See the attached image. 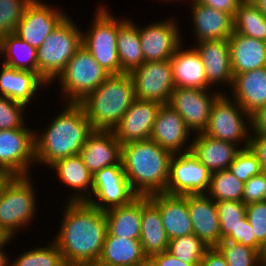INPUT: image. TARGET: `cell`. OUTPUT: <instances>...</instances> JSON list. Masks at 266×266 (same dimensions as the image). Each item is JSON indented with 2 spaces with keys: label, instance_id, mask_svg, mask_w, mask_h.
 I'll use <instances>...</instances> for the list:
<instances>
[{
  "label": "cell",
  "instance_id": "obj_34",
  "mask_svg": "<svg viewBox=\"0 0 266 266\" xmlns=\"http://www.w3.org/2000/svg\"><path fill=\"white\" fill-rule=\"evenodd\" d=\"M0 52V54H5V57L7 56L3 65L37 74V49L16 34H8L0 39ZM19 54L24 60H20Z\"/></svg>",
  "mask_w": 266,
  "mask_h": 266
},
{
  "label": "cell",
  "instance_id": "obj_38",
  "mask_svg": "<svg viewBox=\"0 0 266 266\" xmlns=\"http://www.w3.org/2000/svg\"><path fill=\"white\" fill-rule=\"evenodd\" d=\"M216 248L228 266H260L263 263V256L257 250L240 243L222 240Z\"/></svg>",
  "mask_w": 266,
  "mask_h": 266
},
{
  "label": "cell",
  "instance_id": "obj_8",
  "mask_svg": "<svg viewBox=\"0 0 266 266\" xmlns=\"http://www.w3.org/2000/svg\"><path fill=\"white\" fill-rule=\"evenodd\" d=\"M95 20L92 30L82 33V46L108 74H122L117 53V33L125 20H115L104 7L98 9Z\"/></svg>",
  "mask_w": 266,
  "mask_h": 266
},
{
  "label": "cell",
  "instance_id": "obj_33",
  "mask_svg": "<svg viewBox=\"0 0 266 266\" xmlns=\"http://www.w3.org/2000/svg\"><path fill=\"white\" fill-rule=\"evenodd\" d=\"M50 167L56 169L58 176L71 188L79 193L70 199V202H87L88 196L78 195L83 190L87 193V188L90 185L92 190L93 175L85 166L82 157L78 155L69 156L67 158L58 160Z\"/></svg>",
  "mask_w": 266,
  "mask_h": 266
},
{
  "label": "cell",
  "instance_id": "obj_37",
  "mask_svg": "<svg viewBox=\"0 0 266 266\" xmlns=\"http://www.w3.org/2000/svg\"><path fill=\"white\" fill-rule=\"evenodd\" d=\"M207 245L194 233L169 240L168 252L184 263L198 266Z\"/></svg>",
  "mask_w": 266,
  "mask_h": 266
},
{
  "label": "cell",
  "instance_id": "obj_32",
  "mask_svg": "<svg viewBox=\"0 0 266 266\" xmlns=\"http://www.w3.org/2000/svg\"><path fill=\"white\" fill-rule=\"evenodd\" d=\"M117 53L122 73H131L145 62L141 50L139 28L131 21L125 20L119 27Z\"/></svg>",
  "mask_w": 266,
  "mask_h": 266
},
{
  "label": "cell",
  "instance_id": "obj_51",
  "mask_svg": "<svg viewBox=\"0 0 266 266\" xmlns=\"http://www.w3.org/2000/svg\"><path fill=\"white\" fill-rule=\"evenodd\" d=\"M250 123L254 134L266 136V104L251 115Z\"/></svg>",
  "mask_w": 266,
  "mask_h": 266
},
{
  "label": "cell",
  "instance_id": "obj_18",
  "mask_svg": "<svg viewBox=\"0 0 266 266\" xmlns=\"http://www.w3.org/2000/svg\"><path fill=\"white\" fill-rule=\"evenodd\" d=\"M79 155L92 175L108 166L123 165L122 145L113 131L94 130Z\"/></svg>",
  "mask_w": 266,
  "mask_h": 266
},
{
  "label": "cell",
  "instance_id": "obj_5",
  "mask_svg": "<svg viewBox=\"0 0 266 266\" xmlns=\"http://www.w3.org/2000/svg\"><path fill=\"white\" fill-rule=\"evenodd\" d=\"M81 46L82 33L66 17L37 49V75L45 83H50L65 69Z\"/></svg>",
  "mask_w": 266,
  "mask_h": 266
},
{
  "label": "cell",
  "instance_id": "obj_62",
  "mask_svg": "<svg viewBox=\"0 0 266 266\" xmlns=\"http://www.w3.org/2000/svg\"><path fill=\"white\" fill-rule=\"evenodd\" d=\"M263 263L266 264V248H265V251H264V254H263Z\"/></svg>",
  "mask_w": 266,
  "mask_h": 266
},
{
  "label": "cell",
  "instance_id": "obj_25",
  "mask_svg": "<svg viewBox=\"0 0 266 266\" xmlns=\"http://www.w3.org/2000/svg\"><path fill=\"white\" fill-rule=\"evenodd\" d=\"M191 3H194L192 15L198 41L228 39L232 35L234 20L231 14L195 1Z\"/></svg>",
  "mask_w": 266,
  "mask_h": 266
},
{
  "label": "cell",
  "instance_id": "obj_22",
  "mask_svg": "<svg viewBox=\"0 0 266 266\" xmlns=\"http://www.w3.org/2000/svg\"><path fill=\"white\" fill-rule=\"evenodd\" d=\"M198 47L194 48L199 54L208 86L219 82L233 81L230 50L228 39L198 41Z\"/></svg>",
  "mask_w": 266,
  "mask_h": 266
},
{
  "label": "cell",
  "instance_id": "obj_27",
  "mask_svg": "<svg viewBox=\"0 0 266 266\" xmlns=\"http://www.w3.org/2000/svg\"><path fill=\"white\" fill-rule=\"evenodd\" d=\"M139 240L145 255L149 258L168 250L169 239L163 227L160 212L148 196H142Z\"/></svg>",
  "mask_w": 266,
  "mask_h": 266
},
{
  "label": "cell",
  "instance_id": "obj_15",
  "mask_svg": "<svg viewBox=\"0 0 266 266\" xmlns=\"http://www.w3.org/2000/svg\"><path fill=\"white\" fill-rule=\"evenodd\" d=\"M67 16L40 1L30 2L14 34L38 49Z\"/></svg>",
  "mask_w": 266,
  "mask_h": 266
},
{
  "label": "cell",
  "instance_id": "obj_30",
  "mask_svg": "<svg viewBox=\"0 0 266 266\" xmlns=\"http://www.w3.org/2000/svg\"><path fill=\"white\" fill-rule=\"evenodd\" d=\"M170 60L175 87L207 89L203 62L194 48L185 51L180 47Z\"/></svg>",
  "mask_w": 266,
  "mask_h": 266
},
{
  "label": "cell",
  "instance_id": "obj_13",
  "mask_svg": "<svg viewBox=\"0 0 266 266\" xmlns=\"http://www.w3.org/2000/svg\"><path fill=\"white\" fill-rule=\"evenodd\" d=\"M34 160V131L28 130L25 126L0 130V167L4 172L9 176H25L28 173V165Z\"/></svg>",
  "mask_w": 266,
  "mask_h": 266
},
{
  "label": "cell",
  "instance_id": "obj_58",
  "mask_svg": "<svg viewBox=\"0 0 266 266\" xmlns=\"http://www.w3.org/2000/svg\"><path fill=\"white\" fill-rule=\"evenodd\" d=\"M78 266H90V262L78 263Z\"/></svg>",
  "mask_w": 266,
  "mask_h": 266
},
{
  "label": "cell",
  "instance_id": "obj_42",
  "mask_svg": "<svg viewBox=\"0 0 266 266\" xmlns=\"http://www.w3.org/2000/svg\"><path fill=\"white\" fill-rule=\"evenodd\" d=\"M228 169L243 183L263 171L256 155L249 147L242 148L238 152Z\"/></svg>",
  "mask_w": 266,
  "mask_h": 266
},
{
  "label": "cell",
  "instance_id": "obj_53",
  "mask_svg": "<svg viewBox=\"0 0 266 266\" xmlns=\"http://www.w3.org/2000/svg\"><path fill=\"white\" fill-rule=\"evenodd\" d=\"M6 243H1L0 244V266H7V256L5 255V253H4V251H2L1 249H2V247H3V245H5Z\"/></svg>",
  "mask_w": 266,
  "mask_h": 266
},
{
  "label": "cell",
  "instance_id": "obj_57",
  "mask_svg": "<svg viewBox=\"0 0 266 266\" xmlns=\"http://www.w3.org/2000/svg\"><path fill=\"white\" fill-rule=\"evenodd\" d=\"M90 266H106V265L100 263L99 261H91Z\"/></svg>",
  "mask_w": 266,
  "mask_h": 266
},
{
  "label": "cell",
  "instance_id": "obj_50",
  "mask_svg": "<svg viewBox=\"0 0 266 266\" xmlns=\"http://www.w3.org/2000/svg\"><path fill=\"white\" fill-rule=\"evenodd\" d=\"M150 258L155 266H195L193 264L182 262L168 251L153 255Z\"/></svg>",
  "mask_w": 266,
  "mask_h": 266
},
{
  "label": "cell",
  "instance_id": "obj_3",
  "mask_svg": "<svg viewBox=\"0 0 266 266\" xmlns=\"http://www.w3.org/2000/svg\"><path fill=\"white\" fill-rule=\"evenodd\" d=\"M64 110L42 137L35 135L34 162L51 166L58 160L80 154L87 137L94 131L79 103H68Z\"/></svg>",
  "mask_w": 266,
  "mask_h": 266
},
{
  "label": "cell",
  "instance_id": "obj_2",
  "mask_svg": "<svg viewBox=\"0 0 266 266\" xmlns=\"http://www.w3.org/2000/svg\"><path fill=\"white\" fill-rule=\"evenodd\" d=\"M172 156L151 139L122 145L123 169L138 196L166 192Z\"/></svg>",
  "mask_w": 266,
  "mask_h": 266
},
{
  "label": "cell",
  "instance_id": "obj_55",
  "mask_svg": "<svg viewBox=\"0 0 266 266\" xmlns=\"http://www.w3.org/2000/svg\"><path fill=\"white\" fill-rule=\"evenodd\" d=\"M10 238L6 235V233L0 228V244L1 243H8Z\"/></svg>",
  "mask_w": 266,
  "mask_h": 266
},
{
  "label": "cell",
  "instance_id": "obj_21",
  "mask_svg": "<svg viewBox=\"0 0 266 266\" xmlns=\"http://www.w3.org/2000/svg\"><path fill=\"white\" fill-rule=\"evenodd\" d=\"M189 128L179 113L168 103L161 104L154 120L151 140L172 154H179L188 140Z\"/></svg>",
  "mask_w": 266,
  "mask_h": 266
},
{
  "label": "cell",
  "instance_id": "obj_10",
  "mask_svg": "<svg viewBox=\"0 0 266 266\" xmlns=\"http://www.w3.org/2000/svg\"><path fill=\"white\" fill-rule=\"evenodd\" d=\"M242 115L247 116L246 118L251 121V116L243 110L237 101L231 102L224 94L220 93L214 101L208 126L203 133L233 144L244 139L243 146L246 148L249 145L250 136L247 135L248 127L244 123Z\"/></svg>",
  "mask_w": 266,
  "mask_h": 266
},
{
  "label": "cell",
  "instance_id": "obj_40",
  "mask_svg": "<svg viewBox=\"0 0 266 266\" xmlns=\"http://www.w3.org/2000/svg\"><path fill=\"white\" fill-rule=\"evenodd\" d=\"M64 264L62 253L53 242L45 248L27 251L17 258L12 266H63Z\"/></svg>",
  "mask_w": 266,
  "mask_h": 266
},
{
  "label": "cell",
  "instance_id": "obj_14",
  "mask_svg": "<svg viewBox=\"0 0 266 266\" xmlns=\"http://www.w3.org/2000/svg\"><path fill=\"white\" fill-rule=\"evenodd\" d=\"M208 89L175 87L171 93V105L184 119L190 130L202 133L208 126L211 109L219 94H212Z\"/></svg>",
  "mask_w": 266,
  "mask_h": 266
},
{
  "label": "cell",
  "instance_id": "obj_1",
  "mask_svg": "<svg viewBox=\"0 0 266 266\" xmlns=\"http://www.w3.org/2000/svg\"><path fill=\"white\" fill-rule=\"evenodd\" d=\"M65 211L61 230L54 240L64 262L98 261L107 234L105 211L87 202L70 201Z\"/></svg>",
  "mask_w": 266,
  "mask_h": 266
},
{
  "label": "cell",
  "instance_id": "obj_31",
  "mask_svg": "<svg viewBox=\"0 0 266 266\" xmlns=\"http://www.w3.org/2000/svg\"><path fill=\"white\" fill-rule=\"evenodd\" d=\"M146 258L139 239L120 238L107 233L98 261L106 266H133Z\"/></svg>",
  "mask_w": 266,
  "mask_h": 266
},
{
  "label": "cell",
  "instance_id": "obj_35",
  "mask_svg": "<svg viewBox=\"0 0 266 266\" xmlns=\"http://www.w3.org/2000/svg\"><path fill=\"white\" fill-rule=\"evenodd\" d=\"M233 20L235 33L266 42V16L254 3L240 2Z\"/></svg>",
  "mask_w": 266,
  "mask_h": 266
},
{
  "label": "cell",
  "instance_id": "obj_6",
  "mask_svg": "<svg viewBox=\"0 0 266 266\" xmlns=\"http://www.w3.org/2000/svg\"><path fill=\"white\" fill-rule=\"evenodd\" d=\"M29 182L27 175L9 176L0 190V228L9 238L34 218L36 195Z\"/></svg>",
  "mask_w": 266,
  "mask_h": 266
},
{
  "label": "cell",
  "instance_id": "obj_29",
  "mask_svg": "<svg viewBox=\"0 0 266 266\" xmlns=\"http://www.w3.org/2000/svg\"><path fill=\"white\" fill-rule=\"evenodd\" d=\"M142 196L127 205L105 211L107 233L110 236L139 239L141 230Z\"/></svg>",
  "mask_w": 266,
  "mask_h": 266
},
{
  "label": "cell",
  "instance_id": "obj_39",
  "mask_svg": "<svg viewBox=\"0 0 266 266\" xmlns=\"http://www.w3.org/2000/svg\"><path fill=\"white\" fill-rule=\"evenodd\" d=\"M221 241L225 240L246 216V204L241 201L216 202Z\"/></svg>",
  "mask_w": 266,
  "mask_h": 266
},
{
  "label": "cell",
  "instance_id": "obj_48",
  "mask_svg": "<svg viewBox=\"0 0 266 266\" xmlns=\"http://www.w3.org/2000/svg\"><path fill=\"white\" fill-rule=\"evenodd\" d=\"M209 7H213L218 11L231 14L233 17L237 10L240 0H192Z\"/></svg>",
  "mask_w": 266,
  "mask_h": 266
},
{
  "label": "cell",
  "instance_id": "obj_26",
  "mask_svg": "<svg viewBox=\"0 0 266 266\" xmlns=\"http://www.w3.org/2000/svg\"><path fill=\"white\" fill-rule=\"evenodd\" d=\"M191 144V151L210 173L228 169L241 149L236 144L218 140L202 133Z\"/></svg>",
  "mask_w": 266,
  "mask_h": 266
},
{
  "label": "cell",
  "instance_id": "obj_52",
  "mask_svg": "<svg viewBox=\"0 0 266 266\" xmlns=\"http://www.w3.org/2000/svg\"><path fill=\"white\" fill-rule=\"evenodd\" d=\"M254 4L258 7L259 11L266 16V0H257Z\"/></svg>",
  "mask_w": 266,
  "mask_h": 266
},
{
  "label": "cell",
  "instance_id": "obj_16",
  "mask_svg": "<svg viewBox=\"0 0 266 266\" xmlns=\"http://www.w3.org/2000/svg\"><path fill=\"white\" fill-rule=\"evenodd\" d=\"M161 103L135 99L114 128L113 132L121 145L149 140Z\"/></svg>",
  "mask_w": 266,
  "mask_h": 266
},
{
  "label": "cell",
  "instance_id": "obj_61",
  "mask_svg": "<svg viewBox=\"0 0 266 266\" xmlns=\"http://www.w3.org/2000/svg\"><path fill=\"white\" fill-rule=\"evenodd\" d=\"M63 266H78V264H75V263H65Z\"/></svg>",
  "mask_w": 266,
  "mask_h": 266
},
{
  "label": "cell",
  "instance_id": "obj_43",
  "mask_svg": "<svg viewBox=\"0 0 266 266\" xmlns=\"http://www.w3.org/2000/svg\"><path fill=\"white\" fill-rule=\"evenodd\" d=\"M23 107L26 106L21 102L0 96V130L23 127Z\"/></svg>",
  "mask_w": 266,
  "mask_h": 266
},
{
  "label": "cell",
  "instance_id": "obj_41",
  "mask_svg": "<svg viewBox=\"0 0 266 266\" xmlns=\"http://www.w3.org/2000/svg\"><path fill=\"white\" fill-rule=\"evenodd\" d=\"M28 0H0V39L15 32Z\"/></svg>",
  "mask_w": 266,
  "mask_h": 266
},
{
  "label": "cell",
  "instance_id": "obj_20",
  "mask_svg": "<svg viewBox=\"0 0 266 266\" xmlns=\"http://www.w3.org/2000/svg\"><path fill=\"white\" fill-rule=\"evenodd\" d=\"M148 198L158 208L169 240L193 233L187 195L157 193Z\"/></svg>",
  "mask_w": 266,
  "mask_h": 266
},
{
  "label": "cell",
  "instance_id": "obj_28",
  "mask_svg": "<svg viewBox=\"0 0 266 266\" xmlns=\"http://www.w3.org/2000/svg\"><path fill=\"white\" fill-rule=\"evenodd\" d=\"M45 82L34 72L3 65L0 73V96L28 104L39 85Z\"/></svg>",
  "mask_w": 266,
  "mask_h": 266
},
{
  "label": "cell",
  "instance_id": "obj_56",
  "mask_svg": "<svg viewBox=\"0 0 266 266\" xmlns=\"http://www.w3.org/2000/svg\"><path fill=\"white\" fill-rule=\"evenodd\" d=\"M8 178H9V176H0V190Z\"/></svg>",
  "mask_w": 266,
  "mask_h": 266
},
{
  "label": "cell",
  "instance_id": "obj_54",
  "mask_svg": "<svg viewBox=\"0 0 266 266\" xmlns=\"http://www.w3.org/2000/svg\"><path fill=\"white\" fill-rule=\"evenodd\" d=\"M133 266H155L154 263L152 262L151 258L147 257L145 260L136 263Z\"/></svg>",
  "mask_w": 266,
  "mask_h": 266
},
{
  "label": "cell",
  "instance_id": "obj_46",
  "mask_svg": "<svg viewBox=\"0 0 266 266\" xmlns=\"http://www.w3.org/2000/svg\"><path fill=\"white\" fill-rule=\"evenodd\" d=\"M252 229L253 228L245 216L241 220V223L236 227L235 231H233L225 240L249 246L257 250L263 256L265 249L256 241Z\"/></svg>",
  "mask_w": 266,
  "mask_h": 266
},
{
  "label": "cell",
  "instance_id": "obj_47",
  "mask_svg": "<svg viewBox=\"0 0 266 266\" xmlns=\"http://www.w3.org/2000/svg\"><path fill=\"white\" fill-rule=\"evenodd\" d=\"M249 138L248 147L256 155L261 169L266 171V136L255 134Z\"/></svg>",
  "mask_w": 266,
  "mask_h": 266
},
{
  "label": "cell",
  "instance_id": "obj_12",
  "mask_svg": "<svg viewBox=\"0 0 266 266\" xmlns=\"http://www.w3.org/2000/svg\"><path fill=\"white\" fill-rule=\"evenodd\" d=\"M92 193L99 202L88 197L87 203L101 211L127 205L138 197L126 177L123 165L108 166L93 175Z\"/></svg>",
  "mask_w": 266,
  "mask_h": 266
},
{
  "label": "cell",
  "instance_id": "obj_36",
  "mask_svg": "<svg viewBox=\"0 0 266 266\" xmlns=\"http://www.w3.org/2000/svg\"><path fill=\"white\" fill-rule=\"evenodd\" d=\"M244 183L234 176L229 169L211 173L207 192L216 202L241 201Z\"/></svg>",
  "mask_w": 266,
  "mask_h": 266
},
{
  "label": "cell",
  "instance_id": "obj_24",
  "mask_svg": "<svg viewBox=\"0 0 266 266\" xmlns=\"http://www.w3.org/2000/svg\"><path fill=\"white\" fill-rule=\"evenodd\" d=\"M228 41L233 74L266 67V42L234 31Z\"/></svg>",
  "mask_w": 266,
  "mask_h": 266
},
{
  "label": "cell",
  "instance_id": "obj_7",
  "mask_svg": "<svg viewBox=\"0 0 266 266\" xmlns=\"http://www.w3.org/2000/svg\"><path fill=\"white\" fill-rule=\"evenodd\" d=\"M109 75L91 53L81 46L58 78L61 80L63 93L69 96V103H79L98 88Z\"/></svg>",
  "mask_w": 266,
  "mask_h": 266
},
{
  "label": "cell",
  "instance_id": "obj_60",
  "mask_svg": "<svg viewBox=\"0 0 266 266\" xmlns=\"http://www.w3.org/2000/svg\"><path fill=\"white\" fill-rule=\"evenodd\" d=\"M0 176H9L6 172H4L0 167Z\"/></svg>",
  "mask_w": 266,
  "mask_h": 266
},
{
  "label": "cell",
  "instance_id": "obj_49",
  "mask_svg": "<svg viewBox=\"0 0 266 266\" xmlns=\"http://www.w3.org/2000/svg\"><path fill=\"white\" fill-rule=\"evenodd\" d=\"M198 266H228L225 257L216 247L208 248Z\"/></svg>",
  "mask_w": 266,
  "mask_h": 266
},
{
  "label": "cell",
  "instance_id": "obj_59",
  "mask_svg": "<svg viewBox=\"0 0 266 266\" xmlns=\"http://www.w3.org/2000/svg\"><path fill=\"white\" fill-rule=\"evenodd\" d=\"M240 1L246 3H255L257 0H240Z\"/></svg>",
  "mask_w": 266,
  "mask_h": 266
},
{
  "label": "cell",
  "instance_id": "obj_11",
  "mask_svg": "<svg viewBox=\"0 0 266 266\" xmlns=\"http://www.w3.org/2000/svg\"><path fill=\"white\" fill-rule=\"evenodd\" d=\"M130 75L133 78L136 99L169 103L175 88L171 60L144 62Z\"/></svg>",
  "mask_w": 266,
  "mask_h": 266
},
{
  "label": "cell",
  "instance_id": "obj_4",
  "mask_svg": "<svg viewBox=\"0 0 266 266\" xmlns=\"http://www.w3.org/2000/svg\"><path fill=\"white\" fill-rule=\"evenodd\" d=\"M136 99L130 73L111 74L79 104L93 130L113 131Z\"/></svg>",
  "mask_w": 266,
  "mask_h": 266
},
{
  "label": "cell",
  "instance_id": "obj_17",
  "mask_svg": "<svg viewBox=\"0 0 266 266\" xmlns=\"http://www.w3.org/2000/svg\"><path fill=\"white\" fill-rule=\"evenodd\" d=\"M179 30L171 20L139 28L141 50L145 62L170 60L180 48Z\"/></svg>",
  "mask_w": 266,
  "mask_h": 266
},
{
  "label": "cell",
  "instance_id": "obj_45",
  "mask_svg": "<svg viewBox=\"0 0 266 266\" xmlns=\"http://www.w3.org/2000/svg\"><path fill=\"white\" fill-rule=\"evenodd\" d=\"M266 200V171L251 177L244 183L242 202L246 205Z\"/></svg>",
  "mask_w": 266,
  "mask_h": 266
},
{
  "label": "cell",
  "instance_id": "obj_44",
  "mask_svg": "<svg viewBox=\"0 0 266 266\" xmlns=\"http://www.w3.org/2000/svg\"><path fill=\"white\" fill-rule=\"evenodd\" d=\"M246 217L256 241L266 248V200L253 202L246 205Z\"/></svg>",
  "mask_w": 266,
  "mask_h": 266
},
{
  "label": "cell",
  "instance_id": "obj_9",
  "mask_svg": "<svg viewBox=\"0 0 266 266\" xmlns=\"http://www.w3.org/2000/svg\"><path fill=\"white\" fill-rule=\"evenodd\" d=\"M210 178V171L193 154L190 145L182 154H173L165 193L182 196L205 194Z\"/></svg>",
  "mask_w": 266,
  "mask_h": 266
},
{
  "label": "cell",
  "instance_id": "obj_23",
  "mask_svg": "<svg viewBox=\"0 0 266 266\" xmlns=\"http://www.w3.org/2000/svg\"><path fill=\"white\" fill-rule=\"evenodd\" d=\"M237 103L250 116L266 104V67L233 74L231 85Z\"/></svg>",
  "mask_w": 266,
  "mask_h": 266
},
{
  "label": "cell",
  "instance_id": "obj_19",
  "mask_svg": "<svg viewBox=\"0 0 266 266\" xmlns=\"http://www.w3.org/2000/svg\"><path fill=\"white\" fill-rule=\"evenodd\" d=\"M188 209L193 233L208 248L216 247L221 242L216 201L206 194L187 195Z\"/></svg>",
  "mask_w": 266,
  "mask_h": 266
}]
</instances>
